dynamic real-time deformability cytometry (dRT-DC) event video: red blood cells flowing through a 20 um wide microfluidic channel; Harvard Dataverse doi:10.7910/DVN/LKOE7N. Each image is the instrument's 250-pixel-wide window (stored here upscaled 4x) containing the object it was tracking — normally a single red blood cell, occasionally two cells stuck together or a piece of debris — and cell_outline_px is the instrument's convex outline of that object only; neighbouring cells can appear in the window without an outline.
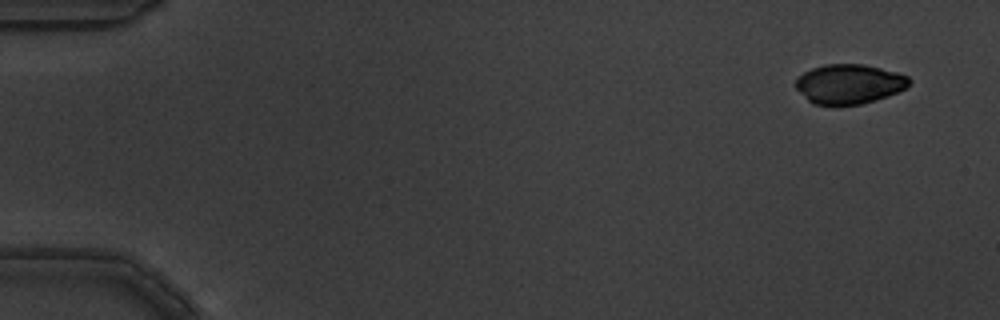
{"species": "common noctule bat (a hibernating species)", "species_latin": "Nyctalus noctula", "temperature_condition": "warm", "stored_images_in_passage": 5, "camera_frame_rate_fps": 3000, "um_per_image_px": 0.085, "animal": {"sex": "male", "body_mass_g": 19.5, "forearm_length_mm": 54.6}, "frame": {"image": 1, "passage_image": 1, "time_ms": 0.0, "image_size_px": [1000, 320], "cell_outline_px": [[912, 80], [904, 88], [888, 96], [876, 100], [860, 104], [812, 104], [796, 88], [796, 76], [812, 68], [824, 64], [864, 64], [896, 72], [908, 76]], "centroid_in_image_um": [72.16, 7.12], "position_along_channel_um": 12.8, "area_um2": 26.01}}